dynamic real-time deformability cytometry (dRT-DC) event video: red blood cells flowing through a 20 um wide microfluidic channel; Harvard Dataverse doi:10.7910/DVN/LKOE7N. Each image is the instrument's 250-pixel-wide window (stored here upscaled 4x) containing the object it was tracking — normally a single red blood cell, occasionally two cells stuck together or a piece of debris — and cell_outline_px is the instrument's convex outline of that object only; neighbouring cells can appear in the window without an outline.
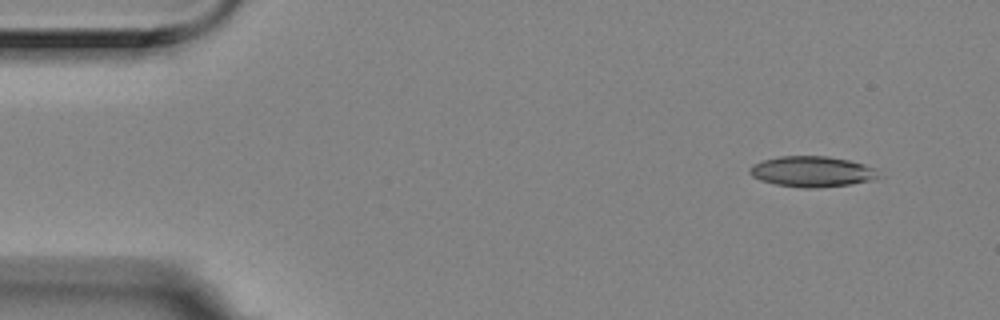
{"species": "Egyptian fruit bat (a non-hibernating species)", "species_latin": "Rousettus aegyptiacus", "temperature_condition": "room temperature", "stored_images_in_passage": 5, "camera_frame_rate_fps": 3000, "um_per_image_px": 0.085, "animal": {"sex": "female"}, "frame": {"image": 1, "passage_image": 1, "time_ms": 0.0, "image_size_px": [1000, 320], "cell_outline_px": [[884, 176], [872, 180], [852, 184], [820, 188], [804, 188], [776, 184], [760, 180], [752, 176], [748, 172], [748, 168], [752, 164], [764, 160], [780, 156], [828, 156], [848, 160], [864, 164], [876, 168]], "centroid_in_image_um": [69.07, 14.59], "position_along_channel_um": 15.9, "area_um2": 23.35}}
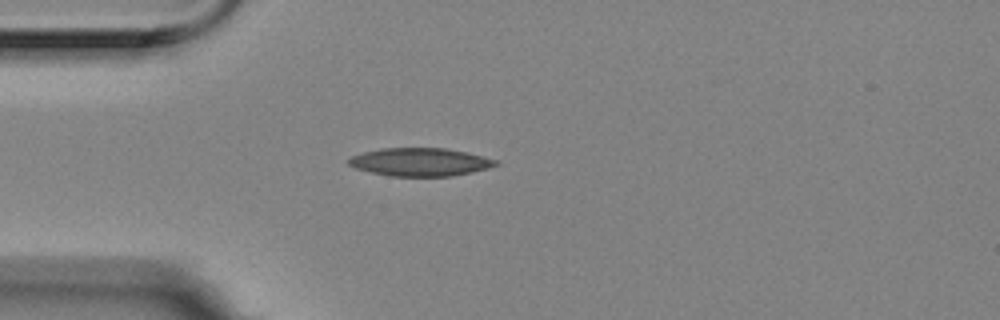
{"frame": {"image": 2, "passage_image": 4, "time_ms": 1.0, "image_size_px": [1000, 320], "cell_outline_px": [[500, 164], [488, 168], [472, 172], [452, 176], [392, 176], [372, 172], [356, 168], [348, 164], [348, 160], [352, 156], [364, 152], [384, 148], [444, 148], [468, 152], [496, 160]], "centroid_in_image_um": [35.74, 13.77], "position_along_channel_um": 49.3, "area_um2": 23.87}}